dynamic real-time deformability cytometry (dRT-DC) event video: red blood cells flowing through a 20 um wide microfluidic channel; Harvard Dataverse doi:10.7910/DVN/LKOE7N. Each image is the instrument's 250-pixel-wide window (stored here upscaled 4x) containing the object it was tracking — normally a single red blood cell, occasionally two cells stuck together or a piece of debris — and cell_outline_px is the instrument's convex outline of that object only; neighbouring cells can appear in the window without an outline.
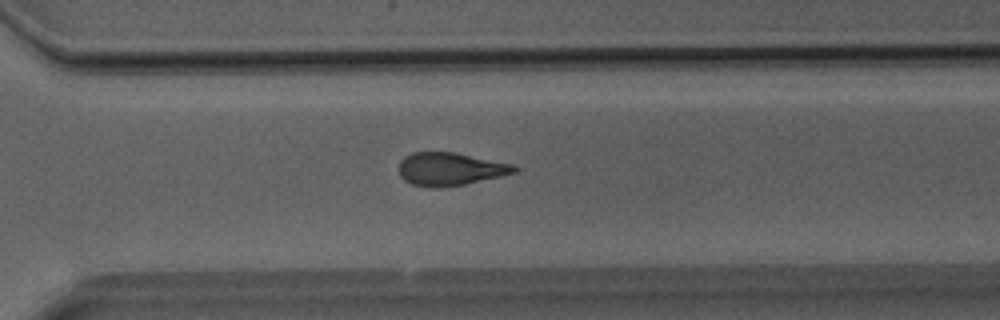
{"species": "Egyptian fruit bat (a non-hibernating species)", "species_latin": "Rousettus aegyptiacus", "temperature_condition": "room temperature", "stored_images_in_passage": 37, "camera_frame_rate_fps": 3000, "um_per_image_px": 0.085, "animal": {"sex": "male"}, "frame": {"image": 1, "passage_image": 27, "time_ms": 8.667, "image_size_px": [1000, 320], "cell_outline_px": [[516, 172], [500, 176], [464, 184], [440, 188], [428, 188], [412, 184], [404, 180], [400, 176], [400, 160], [404, 156], [412, 152], [456, 152], [512, 164], [516, 168]], "centroid_in_image_um": [38.21, 14.37], "position_along_channel_um": 332.4, "area_um2": 22.14}}
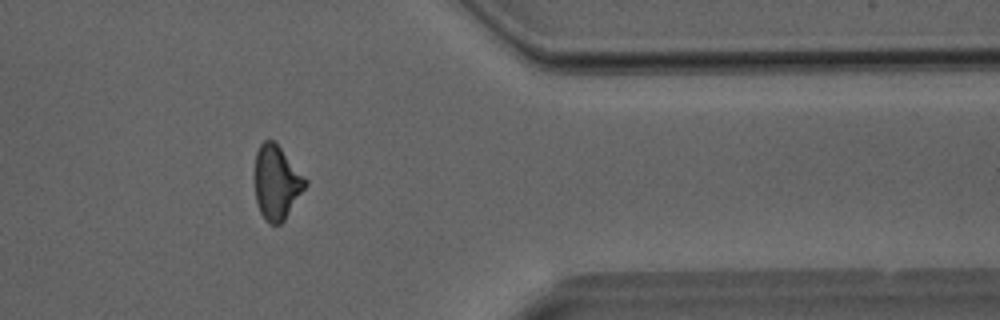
{"frame": {"image": 2, "passage_image": 31, "time_ms": 10.0, "image_size_px": [1000, 320], "cell_outline_px": [[308, 184], [284, 220], [280, 224], [268, 224], [264, 220], [260, 212], [256, 200], [256, 152], [260, 144], [264, 140], [272, 140], [280, 148], [308, 180]], "centroid_in_image_um": [23.52, 15.54], "position_along_channel_um": 387.9, "area_um2": 21.5}}
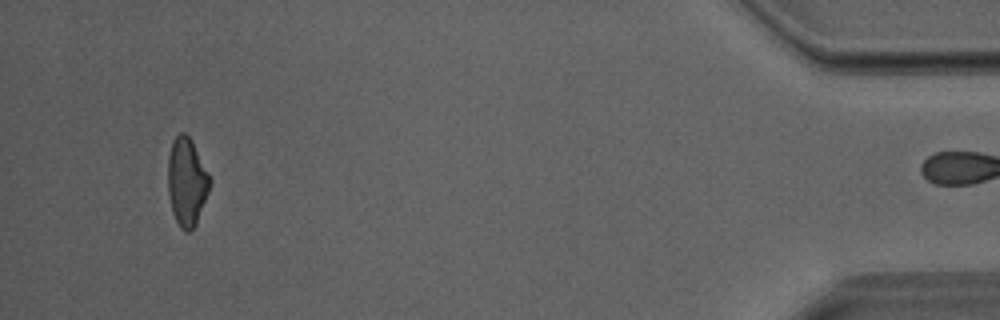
{"frame": {"image": 3, "passage_image": 36, "time_ms": 11.667, "image_size_px": [1000, 320], "cell_outline_px": [[212, 184], [196, 224], [188, 232], [184, 232], [180, 228], [172, 212], [168, 196], [168, 156], [172, 140], [180, 132], [184, 132], [192, 140], [212, 180]], "centroid_in_image_um": [15.88, 15.45], "position_along_channel_um": 419.3, "area_um2": 21.79}}